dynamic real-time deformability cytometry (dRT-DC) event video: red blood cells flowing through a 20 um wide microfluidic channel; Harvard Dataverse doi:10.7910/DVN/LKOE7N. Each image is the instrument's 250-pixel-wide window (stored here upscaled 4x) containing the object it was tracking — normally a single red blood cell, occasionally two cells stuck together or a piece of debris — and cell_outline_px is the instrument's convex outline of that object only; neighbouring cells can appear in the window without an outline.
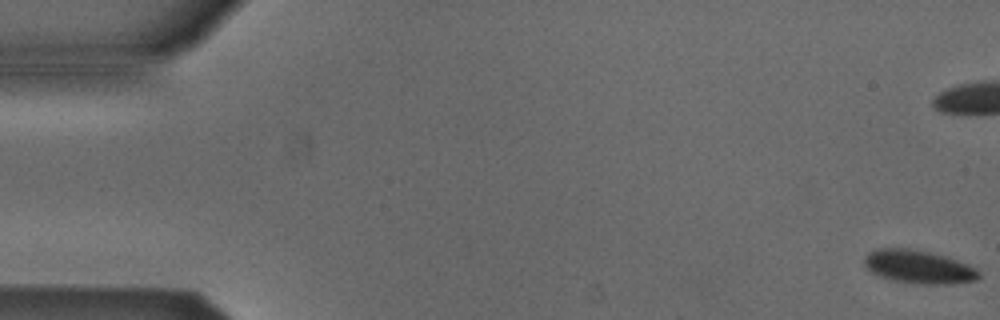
{"species": "Egyptian fruit bat (a non-hibernating species)", "species_latin": "Rousettus aegyptiacus", "temperature_condition": "cold", "stored_images_in_passage": 55, "camera_frame_rate_fps": 3000, "um_per_image_px": 0.085, "animal": {"sex": "male"}, "frame": {"image": 1, "passage_image": 1, "time_ms": 0.0, "image_size_px": [1000, 320], "cell_outline_px": [[980, 276], [976, 280], [948, 284], [916, 284], [892, 280], [880, 276], [872, 272], [864, 264], [864, 256], [868, 252], [876, 248], [908, 248], [928, 252], [944, 256], [956, 260], [976, 268], [980, 272]], "centroid_in_image_um": [78.05, 22.68], "position_along_channel_um": 6.9, "area_um2": 22.14}}
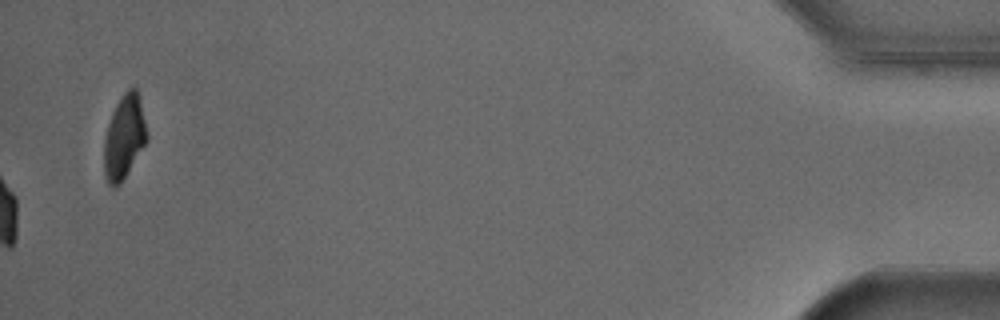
{"frame": {"image": 2, "passage_image": 55, "time_ms": 18.0, "image_size_px": [1000, 320], "cell_outline_px": [[148, 140], [120, 184], [112, 188], [108, 184], [104, 172], [104, 136], [112, 112], [116, 104], [124, 92], [128, 88], [136, 88], [148, 136]], "centroid_in_image_um": [10.53, 11.68], "position_along_channel_um": 424.7, "area_um2": 20.69}, "authors_computed_cell_mechanics": {"area_um2": 23.8714, "velocity_mm_per_s": 3.8383, "shape_relaxation_time_tau1_ms": 2.813, "shape_relaxation_time_tau2_ms": null, "deformation_change_tau1": 0.085, "deformation_change_tau2": null}}